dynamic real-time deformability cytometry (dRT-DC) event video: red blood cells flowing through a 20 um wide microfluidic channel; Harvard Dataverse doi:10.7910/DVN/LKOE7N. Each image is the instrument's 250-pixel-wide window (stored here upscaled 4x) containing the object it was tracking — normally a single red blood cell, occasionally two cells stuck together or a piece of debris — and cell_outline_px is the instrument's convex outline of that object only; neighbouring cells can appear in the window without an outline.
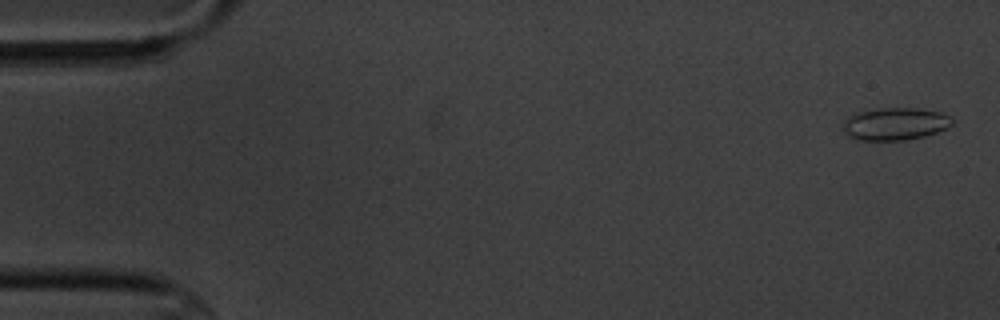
{"species": "common noctule bat (a hibernating species)", "species_latin": "Nyctalus noctula", "temperature_condition": "cold", "stored_images_in_passage": 6, "camera_frame_rate_fps": 3000, "um_per_image_px": 0.085, "animal": {"sex": "male", "body_mass_g": 20.1, "forearm_length_mm": 53.5}, "frame": {"image": 1, "passage_image": 1, "time_ms": 0.0, "image_size_px": [1000, 320], "cell_outline_px": [[952, 124], [936, 132], [924, 136], [904, 140], [852, 140], [844, 132], [844, 120], [848, 116], [856, 112], [880, 108], [916, 108], [940, 112], [948, 116], [952, 120]], "centroid_in_image_um": [76.02, 10.53], "position_along_channel_um": 9.0, "area_um2": 20.58}}
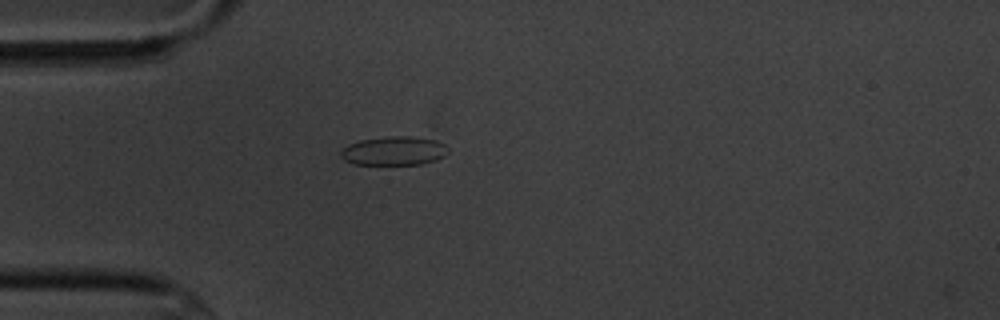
{"frame": {"image": 2, "passage_image": 5, "time_ms": 4.667, "image_size_px": [1000, 320], "cell_outline_px": [[448, 152], [444, 156], [436, 160], [420, 164], [352, 164], [344, 160], [340, 156], [340, 152], [348, 144], [360, 140], [388, 136], [412, 136], [436, 140], [444, 144], [448, 148]], "centroid_in_image_um": [33.48, 12.82], "position_along_channel_um": 51.5, "area_um2": 18.09}}